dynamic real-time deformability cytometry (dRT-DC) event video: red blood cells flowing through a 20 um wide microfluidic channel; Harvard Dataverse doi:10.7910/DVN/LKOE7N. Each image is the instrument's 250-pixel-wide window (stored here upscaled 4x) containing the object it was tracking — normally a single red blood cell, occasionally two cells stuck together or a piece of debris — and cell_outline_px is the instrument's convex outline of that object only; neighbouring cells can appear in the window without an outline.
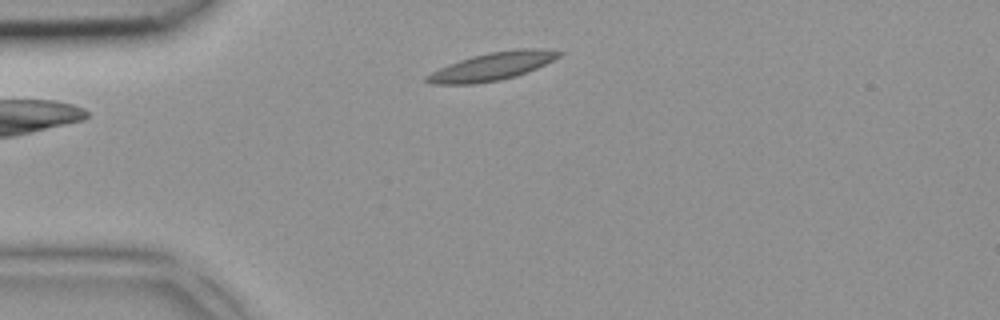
{"species": "common noctule bat (a hibernating species)", "species_latin": "Nyctalus noctula", "temperature_condition": "room temperature", "stored_images_in_passage": 3, "camera_frame_rate_fps": 3000, "um_per_image_px": 0.085, "animal": {"sex": "female", "body_mass_g": 18.4}, "frame": {"image": 1, "passage_image": 1, "time_ms": 0.0, "image_size_px": [1000, 320], "cell_outline_px": [[564, 52], [560, 56], [536, 68], [516, 76], [500, 80], [472, 84], [428, 84], [424, 80], [424, 76], [448, 64], [472, 56], [488, 52], [516, 48], [548, 48]], "centroid_in_image_um": [41.84, 5.63], "position_along_channel_um": 43.2, "area_um2": 21.62}}